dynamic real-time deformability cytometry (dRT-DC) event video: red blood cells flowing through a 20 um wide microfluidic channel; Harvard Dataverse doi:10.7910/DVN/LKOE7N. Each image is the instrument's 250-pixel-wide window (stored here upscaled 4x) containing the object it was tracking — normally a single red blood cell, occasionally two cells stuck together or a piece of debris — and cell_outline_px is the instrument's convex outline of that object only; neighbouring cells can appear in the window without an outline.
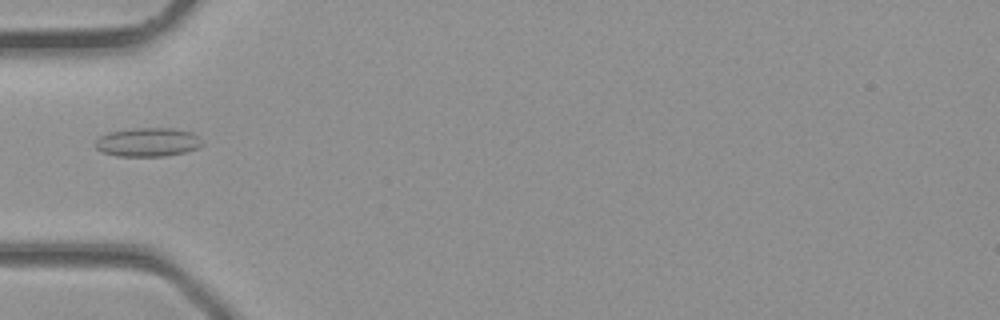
{"species": "common noctule bat (a hibernating species)", "species_latin": "Nyctalus noctula", "temperature_condition": "room temperature", "stored_images_in_passage": 2, "camera_frame_rate_fps": 3000, "um_per_image_px": 0.085, "animal": {"sex": "male", "body_mass_g": 23.1, "forearm_length_mm": 52.7}, "frame": {"image": 1, "passage_image": 2, "time_ms": 0.333, "image_size_px": [1000, 320], "cell_outline_px": [[204, 144], [196, 148], [184, 152], [164, 156], [116, 156], [100, 152], [96, 148], [96, 140], [100, 136], [108, 132], [132, 128], [172, 128], [192, 132], [200, 136]], "centroid_in_image_um": [12.56, 12.08], "position_along_channel_um": 72.4, "area_um2": 18.09}}